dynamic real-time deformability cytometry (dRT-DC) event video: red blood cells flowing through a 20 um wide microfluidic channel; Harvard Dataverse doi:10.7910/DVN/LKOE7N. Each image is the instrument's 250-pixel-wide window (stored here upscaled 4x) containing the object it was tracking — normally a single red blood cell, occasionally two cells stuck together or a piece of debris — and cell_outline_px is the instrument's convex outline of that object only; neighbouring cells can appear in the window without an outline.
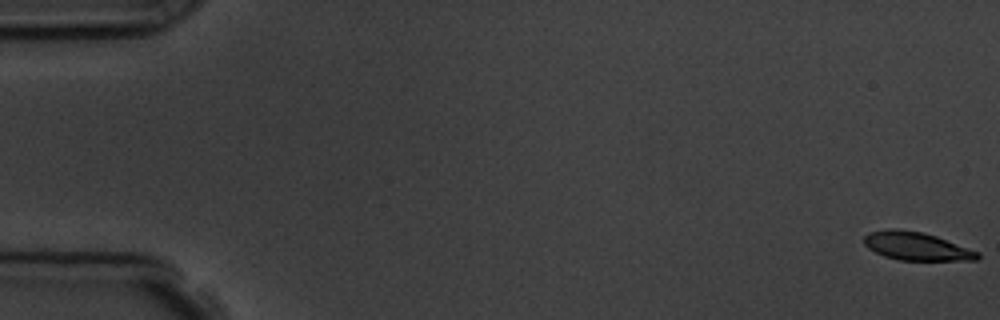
{"species": "common noctule bat (a hibernating species)", "species_latin": "Nyctalus noctula", "temperature_condition": "room temperature", "stored_images_in_passage": 8, "camera_frame_rate_fps": 3000, "um_per_image_px": 0.085, "animal": {"sex": "male", "body_mass_g": 19.5, "forearm_length_mm": 54.6}, "frame": {"image": 1, "passage_image": 1, "time_ms": 0.0, "image_size_px": [1000, 320], "cell_outline_px": [[980, 256], [976, 260], [900, 260], [884, 256], [868, 248], [864, 244], [864, 236], [868, 232], [888, 228], [892, 228], [920, 232], [936, 236], [980, 252]], "centroid_in_image_um": [77.88, 20.92], "position_along_channel_um": 7.1, "area_um2": 18.55}}
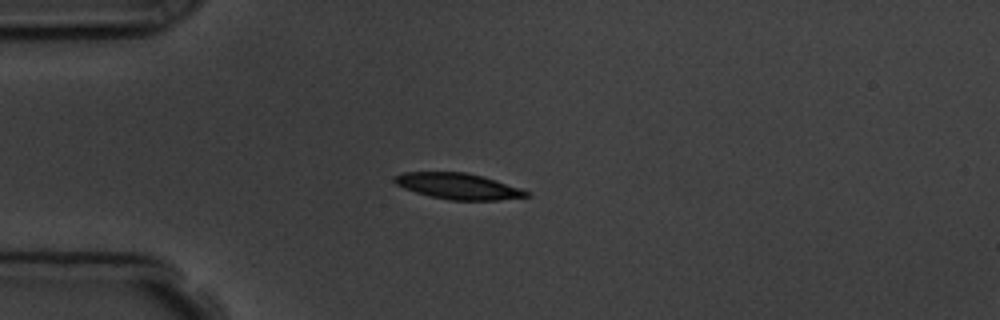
{"frame": {"image": 2, "passage_image": 5, "time_ms": 4.667, "image_size_px": [1000, 320], "cell_outline_px": [[532, 196], [500, 200], [452, 200], [428, 196], [404, 188], [396, 184], [392, 180], [392, 176], [404, 172], [464, 172], [496, 180], [532, 192]], "centroid_in_image_um": [38.95, 15.83], "position_along_channel_um": 46.0, "area_um2": 20.06}}